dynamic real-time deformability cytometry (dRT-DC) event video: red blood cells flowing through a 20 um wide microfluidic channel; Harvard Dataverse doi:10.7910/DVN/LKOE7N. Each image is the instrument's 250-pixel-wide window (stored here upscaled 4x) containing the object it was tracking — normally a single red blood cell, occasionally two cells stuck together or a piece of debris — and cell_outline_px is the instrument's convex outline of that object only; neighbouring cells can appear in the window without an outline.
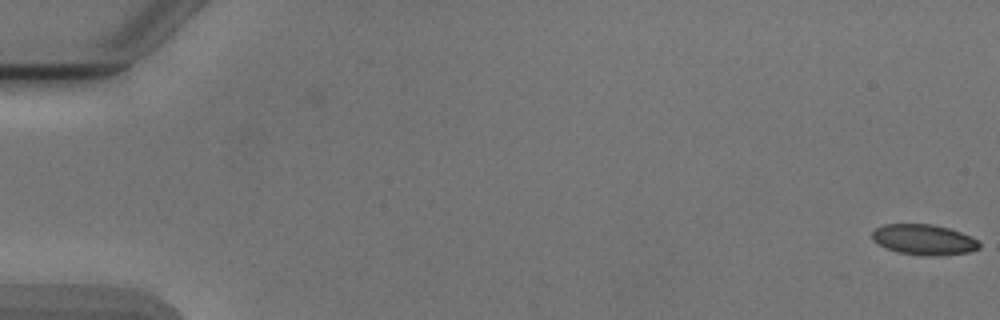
{"species": "Egyptian fruit bat (a non-hibernating species)", "species_latin": "Rousettus aegyptiacus", "temperature_condition": "cold", "stored_images_in_passage": 2, "camera_frame_rate_fps": 3000, "um_per_image_px": 0.085, "animal": {"sex": "male"}, "frame": {"image": 1, "passage_image": 2, "time_ms": 1.0, "image_size_px": [1000, 320], "cell_outline_px": [[980, 248], [968, 252], [936, 256], [924, 256], [896, 252], [884, 248], [876, 244], [872, 240], [872, 232], [876, 228], [884, 224], [932, 224], [948, 228], [960, 232], [976, 240], [980, 244]], "centroid_in_image_um": [78.46, 20.38], "position_along_channel_um": 6.5, "area_um2": 19.13}}